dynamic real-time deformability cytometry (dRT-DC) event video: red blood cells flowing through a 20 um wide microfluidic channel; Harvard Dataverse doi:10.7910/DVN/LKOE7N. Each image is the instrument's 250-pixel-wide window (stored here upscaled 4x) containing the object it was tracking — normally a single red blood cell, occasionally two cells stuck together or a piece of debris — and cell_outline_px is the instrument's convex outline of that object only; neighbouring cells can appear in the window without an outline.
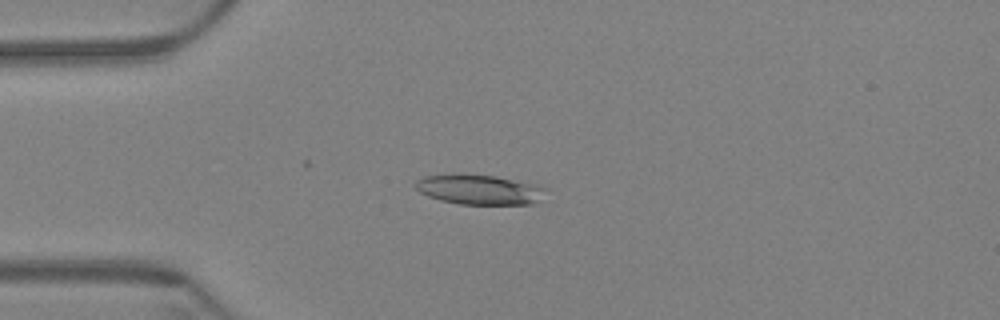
{"species": "Egyptian fruit bat (a non-hibernating species)", "species_latin": "Rousettus aegyptiacus", "temperature_condition": "warm", "stored_images_in_passage": 15, "camera_frame_rate_fps": 3000, "um_per_image_px": 0.085, "animal": {"sex": "female"}, "frame": {"image": 1, "passage_image": 3, "time_ms": 0.667, "image_size_px": [1000, 320], "cell_outline_px": [[548, 188], [532, 204], [460, 204], [440, 200], [428, 196], [420, 192], [416, 188], [416, 180], [424, 176], [496, 176], [536, 184]], "centroid_in_image_um": [40.76, 16.14], "position_along_channel_um": 44.2, "area_um2": 21.85}}
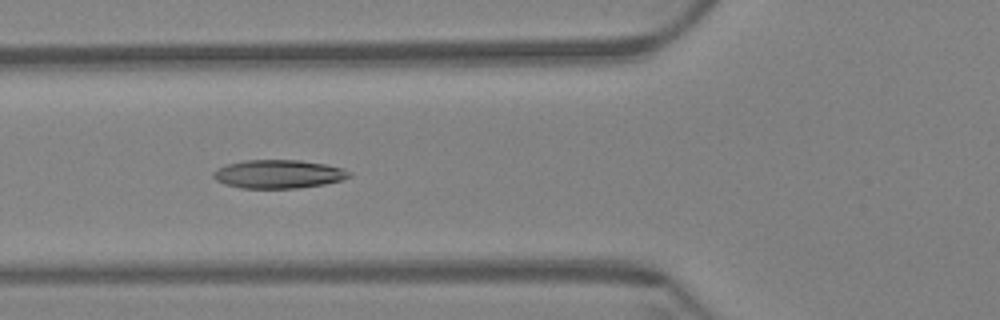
{"frame": {"image": 2, "passage_image": 10, "time_ms": 3.0, "image_size_px": [1000, 320], "cell_outline_px": [[352, 176], [340, 180], [324, 184], [300, 188], [240, 188], [224, 184], [216, 180], [212, 176], [212, 172], [216, 168], [228, 164], [244, 160], [300, 160], [324, 164], [340, 168], [352, 172]], "centroid_in_image_um": [23.63, 14.8], "position_along_channel_um": 102.2, "area_um2": 22.6}}
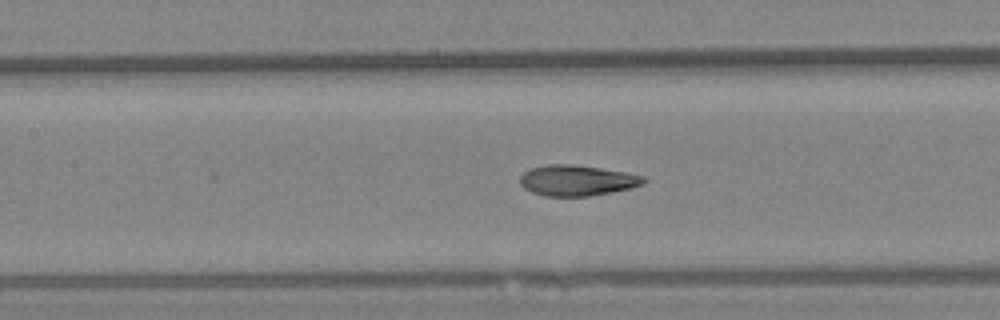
{"frame": {"image": 3, "passage_image": 15, "time_ms": 4.667, "image_size_px": [1000, 320], "cell_outline_px": [[648, 180], [644, 184], [632, 188], [612, 192], [588, 196], [544, 196], [532, 192], [524, 188], [520, 184], [520, 176], [524, 172], [532, 168], [548, 164], [572, 164], [600, 168], [624, 172], [644, 176]], "centroid_in_image_um": [49.06, 15.34], "position_along_channel_um": 158.3, "area_um2": 22.14}}